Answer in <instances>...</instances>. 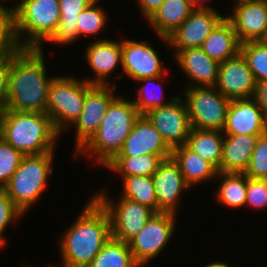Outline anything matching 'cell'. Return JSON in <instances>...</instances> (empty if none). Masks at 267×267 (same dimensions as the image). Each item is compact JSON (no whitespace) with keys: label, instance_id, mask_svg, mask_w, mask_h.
Listing matches in <instances>:
<instances>
[{"label":"cell","instance_id":"47","mask_svg":"<svg viewBox=\"0 0 267 267\" xmlns=\"http://www.w3.org/2000/svg\"><path fill=\"white\" fill-rule=\"evenodd\" d=\"M5 6H3L2 4H0V10H2V11H9L10 12V8L9 9H7V8H4Z\"/></svg>","mask_w":267,"mask_h":267},{"label":"cell","instance_id":"32","mask_svg":"<svg viewBox=\"0 0 267 267\" xmlns=\"http://www.w3.org/2000/svg\"><path fill=\"white\" fill-rule=\"evenodd\" d=\"M240 53L248 63L256 82L267 81V46L262 41L242 43Z\"/></svg>","mask_w":267,"mask_h":267},{"label":"cell","instance_id":"46","mask_svg":"<svg viewBox=\"0 0 267 267\" xmlns=\"http://www.w3.org/2000/svg\"><path fill=\"white\" fill-rule=\"evenodd\" d=\"M261 41L267 46V32Z\"/></svg>","mask_w":267,"mask_h":267},{"label":"cell","instance_id":"9","mask_svg":"<svg viewBox=\"0 0 267 267\" xmlns=\"http://www.w3.org/2000/svg\"><path fill=\"white\" fill-rule=\"evenodd\" d=\"M94 198L102 205L110 217L111 236L115 240L128 243L146 225L155 212L142 204L122 197L116 206L111 205L104 192Z\"/></svg>","mask_w":267,"mask_h":267},{"label":"cell","instance_id":"14","mask_svg":"<svg viewBox=\"0 0 267 267\" xmlns=\"http://www.w3.org/2000/svg\"><path fill=\"white\" fill-rule=\"evenodd\" d=\"M214 10H194L168 37V43L180 50L199 48L213 29L224 19Z\"/></svg>","mask_w":267,"mask_h":267},{"label":"cell","instance_id":"5","mask_svg":"<svg viewBox=\"0 0 267 267\" xmlns=\"http://www.w3.org/2000/svg\"><path fill=\"white\" fill-rule=\"evenodd\" d=\"M54 152L24 155L20 166L3 188L14 206L23 214L44 191L52 173Z\"/></svg>","mask_w":267,"mask_h":267},{"label":"cell","instance_id":"19","mask_svg":"<svg viewBox=\"0 0 267 267\" xmlns=\"http://www.w3.org/2000/svg\"><path fill=\"white\" fill-rule=\"evenodd\" d=\"M222 132L235 135H265L267 122L262 110L253 98L231 100Z\"/></svg>","mask_w":267,"mask_h":267},{"label":"cell","instance_id":"25","mask_svg":"<svg viewBox=\"0 0 267 267\" xmlns=\"http://www.w3.org/2000/svg\"><path fill=\"white\" fill-rule=\"evenodd\" d=\"M171 156L178 163L189 186L217 177V169L186 145L174 148Z\"/></svg>","mask_w":267,"mask_h":267},{"label":"cell","instance_id":"27","mask_svg":"<svg viewBox=\"0 0 267 267\" xmlns=\"http://www.w3.org/2000/svg\"><path fill=\"white\" fill-rule=\"evenodd\" d=\"M95 0H59L60 21L56 32L48 41L69 43L78 39L77 18Z\"/></svg>","mask_w":267,"mask_h":267},{"label":"cell","instance_id":"23","mask_svg":"<svg viewBox=\"0 0 267 267\" xmlns=\"http://www.w3.org/2000/svg\"><path fill=\"white\" fill-rule=\"evenodd\" d=\"M240 46L233 24L225 17L207 36L200 48L210 58L221 63L238 55Z\"/></svg>","mask_w":267,"mask_h":267},{"label":"cell","instance_id":"26","mask_svg":"<svg viewBox=\"0 0 267 267\" xmlns=\"http://www.w3.org/2000/svg\"><path fill=\"white\" fill-rule=\"evenodd\" d=\"M218 130H200L192 128L186 146L211 163L217 170L222 160L223 139Z\"/></svg>","mask_w":267,"mask_h":267},{"label":"cell","instance_id":"22","mask_svg":"<svg viewBox=\"0 0 267 267\" xmlns=\"http://www.w3.org/2000/svg\"><path fill=\"white\" fill-rule=\"evenodd\" d=\"M88 64L94 70L97 79L85 80L92 85H108L106 77L122 62L121 43L113 40H99L86 50Z\"/></svg>","mask_w":267,"mask_h":267},{"label":"cell","instance_id":"31","mask_svg":"<svg viewBox=\"0 0 267 267\" xmlns=\"http://www.w3.org/2000/svg\"><path fill=\"white\" fill-rule=\"evenodd\" d=\"M123 178L124 193L121 197L147 206L157 213V198L155 195L152 176L144 177L135 175Z\"/></svg>","mask_w":267,"mask_h":267},{"label":"cell","instance_id":"41","mask_svg":"<svg viewBox=\"0 0 267 267\" xmlns=\"http://www.w3.org/2000/svg\"><path fill=\"white\" fill-rule=\"evenodd\" d=\"M253 99L259 105L264 119L267 122V81L256 82Z\"/></svg>","mask_w":267,"mask_h":267},{"label":"cell","instance_id":"1","mask_svg":"<svg viewBox=\"0 0 267 267\" xmlns=\"http://www.w3.org/2000/svg\"><path fill=\"white\" fill-rule=\"evenodd\" d=\"M41 48H22L10 58L9 91L5 110L46 113L47 79Z\"/></svg>","mask_w":267,"mask_h":267},{"label":"cell","instance_id":"15","mask_svg":"<svg viewBox=\"0 0 267 267\" xmlns=\"http://www.w3.org/2000/svg\"><path fill=\"white\" fill-rule=\"evenodd\" d=\"M233 15L226 18L233 24L241 44L264 38L267 32V0H237Z\"/></svg>","mask_w":267,"mask_h":267},{"label":"cell","instance_id":"43","mask_svg":"<svg viewBox=\"0 0 267 267\" xmlns=\"http://www.w3.org/2000/svg\"><path fill=\"white\" fill-rule=\"evenodd\" d=\"M190 2H191V4H192V6H193V8H194V10H213L212 8H210V6H202V4H200L199 6H197V1L198 0H189Z\"/></svg>","mask_w":267,"mask_h":267},{"label":"cell","instance_id":"28","mask_svg":"<svg viewBox=\"0 0 267 267\" xmlns=\"http://www.w3.org/2000/svg\"><path fill=\"white\" fill-rule=\"evenodd\" d=\"M169 157L171 155L143 154L133 157L115 156L105 166L110 168V170L120 172L123 177L135 175L149 177L157 171L161 162Z\"/></svg>","mask_w":267,"mask_h":267},{"label":"cell","instance_id":"7","mask_svg":"<svg viewBox=\"0 0 267 267\" xmlns=\"http://www.w3.org/2000/svg\"><path fill=\"white\" fill-rule=\"evenodd\" d=\"M92 86L86 81L71 77L52 79L48 88L46 113L59 134L63 127L74 124L79 118L86 92Z\"/></svg>","mask_w":267,"mask_h":267},{"label":"cell","instance_id":"39","mask_svg":"<svg viewBox=\"0 0 267 267\" xmlns=\"http://www.w3.org/2000/svg\"><path fill=\"white\" fill-rule=\"evenodd\" d=\"M20 215L22 213L14 206L7 193L0 189V246H3L6 241L2 236L4 229L12 220L20 217Z\"/></svg>","mask_w":267,"mask_h":267},{"label":"cell","instance_id":"33","mask_svg":"<svg viewBox=\"0 0 267 267\" xmlns=\"http://www.w3.org/2000/svg\"><path fill=\"white\" fill-rule=\"evenodd\" d=\"M22 48L16 36L14 13L0 10V60L13 57Z\"/></svg>","mask_w":267,"mask_h":267},{"label":"cell","instance_id":"20","mask_svg":"<svg viewBox=\"0 0 267 267\" xmlns=\"http://www.w3.org/2000/svg\"><path fill=\"white\" fill-rule=\"evenodd\" d=\"M222 160L218 172L244 173L248 168L253 150L259 137L263 135L225 134Z\"/></svg>","mask_w":267,"mask_h":267},{"label":"cell","instance_id":"44","mask_svg":"<svg viewBox=\"0 0 267 267\" xmlns=\"http://www.w3.org/2000/svg\"><path fill=\"white\" fill-rule=\"evenodd\" d=\"M206 267H228V265L216 261L215 263L209 264Z\"/></svg>","mask_w":267,"mask_h":267},{"label":"cell","instance_id":"21","mask_svg":"<svg viewBox=\"0 0 267 267\" xmlns=\"http://www.w3.org/2000/svg\"><path fill=\"white\" fill-rule=\"evenodd\" d=\"M175 56L181 69L189 79L197 81L199 87L216 86L220 63L210 58L200 47L180 50Z\"/></svg>","mask_w":267,"mask_h":267},{"label":"cell","instance_id":"42","mask_svg":"<svg viewBox=\"0 0 267 267\" xmlns=\"http://www.w3.org/2000/svg\"><path fill=\"white\" fill-rule=\"evenodd\" d=\"M165 0H139L141 11L148 20L151 15L162 5Z\"/></svg>","mask_w":267,"mask_h":267},{"label":"cell","instance_id":"8","mask_svg":"<svg viewBox=\"0 0 267 267\" xmlns=\"http://www.w3.org/2000/svg\"><path fill=\"white\" fill-rule=\"evenodd\" d=\"M190 87L185 92L187 113L192 128L223 131L231 100L216 87Z\"/></svg>","mask_w":267,"mask_h":267},{"label":"cell","instance_id":"37","mask_svg":"<svg viewBox=\"0 0 267 267\" xmlns=\"http://www.w3.org/2000/svg\"><path fill=\"white\" fill-rule=\"evenodd\" d=\"M245 205L260 209L267 206V179H253L247 177Z\"/></svg>","mask_w":267,"mask_h":267},{"label":"cell","instance_id":"11","mask_svg":"<svg viewBox=\"0 0 267 267\" xmlns=\"http://www.w3.org/2000/svg\"><path fill=\"white\" fill-rule=\"evenodd\" d=\"M183 102L180 97H174L169 104L144 114L171 150L185 145L192 129L187 106Z\"/></svg>","mask_w":267,"mask_h":267},{"label":"cell","instance_id":"3","mask_svg":"<svg viewBox=\"0 0 267 267\" xmlns=\"http://www.w3.org/2000/svg\"><path fill=\"white\" fill-rule=\"evenodd\" d=\"M58 135L47 113L3 111L2 139L23 155L53 152Z\"/></svg>","mask_w":267,"mask_h":267},{"label":"cell","instance_id":"16","mask_svg":"<svg viewBox=\"0 0 267 267\" xmlns=\"http://www.w3.org/2000/svg\"><path fill=\"white\" fill-rule=\"evenodd\" d=\"M152 179L157 198V213L176 214L178 197L183 189L190 187L185 182L178 163L172 156L164 159L152 175Z\"/></svg>","mask_w":267,"mask_h":267},{"label":"cell","instance_id":"4","mask_svg":"<svg viewBox=\"0 0 267 267\" xmlns=\"http://www.w3.org/2000/svg\"><path fill=\"white\" fill-rule=\"evenodd\" d=\"M139 116L133 101L130 102L117 96L110 103L99 129L76 153L92 152L96 154L97 162L105 166L121 151L124 141Z\"/></svg>","mask_w":267,"mask_h":267},{"label":"cell","instance_id":"13","mask_svg":"<svg viewBox=\"0 0 267 267\" xmlns=\"http://www.w3.org/2000/svg\"><path fill=\"white\" fill-rule=\"evenodd\" d=\"M216 86V89L229 100L253 98L256 81L241 53L219 64Z\"/></svg>","mask_w":267,"mask_h":267},{"label":"cell","instance_id":"35","mask_svg":"<svg viewBox=\"0 0 267 267\" xmlns=\"http://www.w3.org/2000/svg\"><path fill=\"white\" fill-rule=\"evenodd\" d=\"M24 155L13 146L0 140V189L9 182L15 171L20 166Z\"/></svg>","mask_w":267,"mask_h":267},{"label":"cell","instance_id":"2","mask_svg":"<svg viewBox=\"0 0 267 267\" xmlns=\"http://www.w3.org/2000/svg\"><path fill=\"white\" fill-rule=\"evenodd\" d=\"M111 237L109 214L93 197L60 241L64 267H88Z\"/></svg>","mask_w":267,"mask_h":267},{"label":"cell","instance_id":"10","mask_svg":"<svg viewBox=\"0 0 267 267\" xmlns=\"http://www.w3.org/2000/svg\"><path fill=\"white\" fill-rule=\"evenodd\" d=\"M175 215L155 213L138 234L128 242L139 267L157 256L169 242L174 231Z\"/></svg>","mask_w":267,"mask_h":267},{"label":"cell","instance_id":"40","mask_svg":"<svg viewBox=\"0 0 267 267\" xmlns=\"http://www.w3.org/2000/svg\"><path fill=\"white\" fill-rule=\"evenodd\" d=\"M10 58L0 60V111H4L9 91Z\"/></svg>","mask_w":267,"mask_h":267},{"label":"cell","instance_id":"18","mask_svg":"<svg viewBox=\"0 0 267 267\" xmlns=\"http://www.w3.org/2000/svg\"><path fill=\"white\" fill-rule=\"evenodd\" d=\"M143 154L172 155V150L149 119L145 115H140L116 156L133 157Z\"/></svg>","mask_w":267,"mask_h":267},{"label":"cell","instance_id":"38","mask_svg":"<svg viewBox=\"0 0 267 267\" xmlns=\"http://www.w3.org/2000/svg\"><path fill=\"white\" fill-rule=\"evenodd\" d=\"M162 76H158V77H148V78H143L141 80H136L137 82H144V81H147V82H152L157 80V79H160ZM147 86H143L139 89V92H138V99L139 100H136V101H133L134 105L136 106L137 108V111L139 112L140 115H144L146 114L149 110L153 109V108H157V107H161V106H165L167 104H169L170 102H162L163 100L159 99V97H157L153 92H150V93H153V94H150L149 92L145 91L147 88ZM146 88V89H145ZM151 96H150V95Z\"/></svg>","mask_w":267,"mask_h":267},{"label":"cell","instance_id":"24","mask_svg":"<svg viewBox=\"0 0 267 267\" xmlns=\"http://www.w3.org/2000/svg\"><path fill=\"white\" fill-rule=\"evenodd\" d=\"M194 11L189 0H165L148 19L161 39L174 32Z\"/></svg>","mask_w":267,"mask_h":267},{"label":"cell","instance_id":"30","mask_svg":"<svg viewBox=\"0 0 267 267\" xmlns=\"http://www.w3.org/2000/svg\"><path fill=\"white\" fill-rule=\"evenodd\" d=\"M223 181L217 191L219 202L225 206L239 208L245 205L247 191V176L244 173L218 172Z\"/></svg>","mask_w":267,"mask_h":267},{"label":"cell","instance_id":"17","mask_svg":"<svg viewBox=\"0 0 267 267\" xmlns=\"http://www.w3.org/2000/svg\"><path fill=\"white\" fill-rule=\"evenodd\" d=\"M122 69L135 80L163 75L160 59L146 42L123 40L121 42Z\"/></svg>","mask_w":267,"mask_h":267},{"label":"cell","instance_id":"29","mask_svg":"<svg viewBox=\"0 0 267 267\" xmlns=\"http://www.w3.org/2000/svg\"><path fill=\"white\" fill-rule=\"evenodd\" d=\"M128 243L110 238L88 267H138Z\"/></svg>","mask_w":267,"mask_h":267},{"label":"cell","instance_id":"6","mask_svg":"<svg viewBox=\"0 0 267 267\" xmlns=\"http://www.w3.org/2000/svg\"><path fill=\"white\" fill-rule=\"evenodd\" d=\"M14 13L16 36L23 48H41L42 41L49 40L60 21L59 0H23ZM27 32V41L20 42L19 34Z\"/></svg>","mask_w":267,"mask_h":267},{"label":"cell","instance_id":"45","mask_svg":"<svg viewBox=\"0 0 267 267\" xmlns=\"http://www.w3.org/2000/svg\"><path fill=\"white\" fill-rule=\"evenodd\" d=\"M2 121H3V111H0V140L2 139Z\"/></svg>","mask_w":267,"mask_h":267},{"label":"cell","instance_id":"36","mask_svg":"<svg viewBox=\"0 0 267 267\" xmlns=\"http://www.w3.org/2000/svg\"><path fill=\"white\" fill-rule=\"evenodd\" d=\"M244 174L253 179H267V133L258 138Z\"/></svg>","mask_w":267,"mask_h":267},{"label":"cell","instance_id":"34","mask_svg":"<svg viewBox=\"0 0 267 267\" xmlns=\"http://www.w3.org/2000/svg\"><path fill=\"white\" fill-rule=\"evenodd\" d=\"M92 2L77 18L78 37L82 34L96 35L106 23V13Z\"/></svg>","mask_w":267,"mask_h":267},{"label":"cell","instance_id":"12","mask_svg":"<svg viewBox=\"0 0 267 267\" xmlns=\"http://www.w3.org/2000/svg\"><path fill=\"white\" fill-rule=\"evenodd\" d=\"M93 85L87 92L84 106L76 125L77 151H79L99 129L101 120L106 113L110 103L116 98L112 91L115 86Z\"/></svg>","mask_w":267,"mask_h":267}]
</instances>
